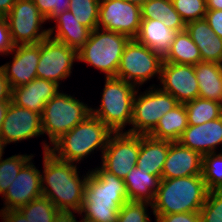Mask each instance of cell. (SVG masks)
<instances>
[{"instance_id":"6da1fadb","label":"cell","mask_w":222,"mask_h":222,"mask_svg":"<svg viewBox=\"0 0 222 222\" xmlns=\"http://www.w3.org/2000/svg\"><path fill=\"white\" fill-rule=\"evenodd\" d=\"M43 147L44 175L41 174L43 196L48 198L59 211L73 210L79 214L88 174L81 179L77 165L58 159L49 151L50 146L45 141Z\"/></svg>"},{"instance_id":"7a4b0ae2","label":"cell","mask_w":222,"mask_h":222,"mask_svg":"<svg viewBox=\"0 0 222 222\" xmlns=\"http://www.w3.org/2000/svg\"><path fill=\"white\" fill-rule=\"evenodd\" d=\"M128 195L123 179L102 167L88 171L83 204L79 214L87 222H116Z\"/></svg>"},{"instance_id":"3957f363","label":"cell","mask_w":222,"mask_h":222,"mask_svg":"<svg viewBox=\"0 0 222 222\" xmlns=\"http://www.w3.org/2000/svg\"><path fill=\"white\" fill-rule=\"evenodd\" d=\"M208 192L202 175L161 179L152 203L153 215L199 212Z\"/></svg>"},{"instance_id":"277c9868","label":"cell","mask_w":222,"mask_h":222,"mask_svg":"<svg viewBox=\"0 0 222 222\" xmlns=\"http://www.w3.org/2000/svg\"><path fill=\"white\" fill-rule=\"evenodd\" d=\"M112 133L100 119L90 115L58 139L49 151L60 160L78 163L95 149L103 154Z\"/></svg>"},{"instance_id":"5b68a950","label":"cell","mask_w":222,"mask_h":222,"mask_svg":"<svg viewBox=\"0 0 222 222\" xmlns=\"http://www.w3.org/2000/svg\"><path fill=\"white\" fill-rule=\"evenodd\" d=\"M136 86L116 77H105L102 101L91 115L100 119L112 132H123L131 124Z\"/></svg>"},{"instance_id":"8992f818","label":"cell","mask_w":222,"mask_h":222,"mask_svg":"<svg viewBox=\"0 0 222 222\" xmlns=\"http://www.w3.org/2000/svg\"><path fill=\"white\" fill-rule=\"evenodd\" d=\"M130 38L118 32L96 28L77 52V61L88 63L108 77H116L121 56Z\"/></svg>"},{"instance_id":"52a82bcc","label":"cell","mask_w":222,"mask_h":222,"mask_svg":"<svg viewBox=\"0 0 222 222\" xmlns=\"http://www.w3.org/2000/svg\"><path fill=\"white\" fill-rule=\"evenodd\" d=\"M91 115V108L71 95L58 92L50 99L41 114L42 132L51 145L77 124Z\"/></svg>"},{"instance_id":"ba28073f","label":"cell","mask_w":222,"mask_h":222,"mask_svg":"<svg viewBox=\"0 0 222 222\" xmlns=\"http://www.w3.org/2000/svg\"><path fill=\"white\" fill-rule=\"evenodd\" d=\"M133 100V116L131 129L128 133L149 135L157 126L159 120L179 103L176 98L161 88H149V91L137 95Z\"/></svg>"},{"instance_id":"9c48e42d","label":"cell","mask_w":222,"mask_h":222,"mask_svg":"<svg viewBox=\"0 0 222 222\" xmlns=\"http://www.w3.org/2000/svg\"><path fill=\"white\" fill-rule=\"evenodd\" d=\"M162 63L163 57L160 54L136 39H130L121 56L116 78L123 79L136 87L155 75H158L160 80Z\"/></svg>"},{"instance_id":"30bf717a","label":"cell","mask_w":222,"mask_h":222,"mask_svg":"<svg viewBox=\"0 0 222 222\" xmlns=\"http://www.w3.org/2000/svg\"><path fill=\"white\" fill-rule=\"evenodd\" d=\"M7 20L14 45L39 44L49 36V30L42 28L46 18L39 12L33 0H17Z\"/></svg>"},{"instance_id":"8fae6325","label":"cell","mask_w":222,"mask_h":222,"mask_svg":"<svg viewBox=\"0 0 222 222\" xmlns=\"http://www.w3.org/2000/svg\"><path fill=\"white\" fill-rule=\"evenodd\" d=\"M140 152V135L128 132H113L102 154L101 167L120 179L136 167Z\"/></svg>"},{"instance_id":"7c38bea8","label":"cell","mask_w":222,"mask_h":222,"mask_svg":"<svg viewBox=\"0 0 222 222\" xmlns=\"http://www.w3.org/2000/svg\"><path fill=\"white\" fill-rule=\"evenodd\" d=\"M140 24V6L124 0H100L98 28L135 39Z\"/></svg>"},{"instance_id":"4fadbf2b","label":"cell","mask_w":222,"mask_h":222,"mask_svg":"<svg viewBox=\"0 0 222 222\" xmlns=\"http://www.w3.org/2000/svg\"><path fill=\"white\" fill-rule=\"evenodd\" d=\"M77 52L66 44L49 36L40 42V59L36 68L37 78L47 79L60 85L72 73Z\"/></svg>"},{"instance_id":"5bb4252c","label":"cell","mask_w":222,"mask_h":222,"mask_svg":"<svg viewBox=\"0 0 222 222\" xmlns=\"http://www.w3.org/2000/svg\"><path fill=\"white\" fill-rule=\"evenodd\" d=\"M160 82L161 89L173 95L180 104L193 101L199 96L194 65L163 62Z\"/></svg>"},{"instance_id":"9a60e30c","label":"cell","mask_w":222,"mask_h":222,"mask_svg":"<svg viewBox=\"0 0 222 222\" xmlns=\"http://www.w3.org/2000/svg\"><path fill=\"white\" fill-rule=\"evenodd\" d=\"M42 134L41 115L11 101L0 131L3 144L6 146Z\"/></svg>"},{"instance_id":"2e32d148","label":"cell","mask_w":222,"mask_h":222,"mask_svg":"<svg viewBox=\"0 0 222 222\" xmlns=\"http://www.w3.org/2000/svg\"><path fill=\"white\" fill-rule=\"evenodd\" d=\"M31 160L21 168L3 195L5 207L1 210H18L32 200L43 196L41 172Z\"/></svg>"},{"instance_id":"e0dca14e","label":"cell","mask_w":222,"mask_h":222,"mask_svg":"<svg viewBox=\"0 0 222 222\" xmlns=\"http://www.w3.org/2000/svg\"><path fill=\"white\" fill-rule=\"evenodd\" d=\"M12 64L6 63L0 67L4 70L11 88L28 84L37 77L36 68L40 59V43L15 45Z\"/></svg>"},{"instance_id":"ac0fdd59","label":"cell","mask_w":222,"mask_h":222,"mask_svg":"<svg viewBox=\"0 0 222 222\" xmlns=\"http://www.w3.org/2000/svg\"><path fill=\"white\" fill-rule=\"evenodd\" d=\"M203 156L181 145L169 141V152L164 163L161 179H174L202 175Z\"/></svg>"},{"instance_id":"d6986e66","label":"cell","mask_w":222,"mask_h":222,"mask_svg":"<svg viewBox=\"0 0 222 222\" xmlns=\"http://www.w3.org/2000/svg\"><path fill=\"white\" fill-rule=\"evenodd\" d=\"M178 142L202 156L215 153L222 144V116L200 125H188Z\"/></svg>"},{"instance_id":"ffe728a7","label":"cell","mask_w":222,"mask_h":222,"mask_svg":"<svg viewBox=\"0 0 222 222\" xmlns=\"http://www.w3.org/2000/svg\"><path fill=\"white\" fill-rule=\"evenodd\" d=\"M59 87L53 81L36 77L28 84L12 89V102L41 115L45 104L59 92Z\"/></svg>"},{"instance_id":"44dd1931","label":"cell","mask_w":222,"mask_h":222,"mask_svg":"<svg viewBox=\"0 0 222 222\" xmlns=\"http://www.w3.org/2000/svg\"><path fill=\"white\" fill-rule=\"evenodd\" d=\"M186 31L200 50L202 61L222 64V39L205 19L187 23Z\"/></svg>"},{"instance_id":"7402d4cb","label":"cell","mask_w":222,"mask_h":222,"mask_svg":"<svg viewBox=\"0 0 222 222\" xmlns=\"http://www.w3.org/2000/svg\"><path fill=\"white\" fill-rule=\"evenodd\" d=\"M56 28H49V37L66 44L78 52L88 41L91 30L76 20L71 11H65L53 19ZM56 29L54 36L53 31Z\"/></svg>"},{"instance_id":"603a6c76","label":"cell","mask_w":222,"mask_h":222,"mask_svg":"<svg viewBox=\"0 0 222 222\" xmlns=\"http://www.w3.org/2000/svg\"><path fill=\"white\" fill-rule=\"evenodd\" d=\"M168 152V140H158L149 135H140V152L136 166L161 179Z\"/></svg>"},{"instance_id":"cb8c5ba5","label":"cell","mask_w":222,"mask_h":222,"mask_svg":"<svg viewBox=\"0 0 222 222\" xmlns=\"http://www.w3.org/2000/svg\"><path fill=\"white\" fill-rule=\"evenodd\" d=\"M177 32L169 29L159 19H141L136 40L162 57L169 51Z\"/></svg>"},{"instance_id":"d4e9b609","label":"cell","mask_w":222,"mask_h":222,"mask_svg":"<svg viewBox=\"0 0 222 222\" xmlns=\"http://www.w3.org/2000/svg\"><path fill=\"white\" fill-rule=\"evenodd\" d=\"M160 178L134 167L125 177L124 183L129 201L153 203L159 188Z\"/></svg>"},{"instance_id":"484cf974","label":"cell","mask_w":222,"mask_h":222,"mask_svg":"<svg viewBox=\"0 0 222 222\" xmlns=\"http://www.w3.org/2000/svg\"><path fill=\"white\" fill-rule=\"evenodd\" d=\"M199 96L222 104V64L201 61L195 66Z\"/></svg>"},{"instance_id":"4316f807","label":"cell","mask_w":222,"mask_h":222,"mask_svg":"<svg viewBox=\"0 0 222 222\" xmlns=\"http://www.w3.org/2000/svg\"><path fill=\"white\" fill-rule=\"evenodd\" d=\"M188 127L187 111L184 104H178L158 122L155 129L149 134L158 140L178 141Z\"/></svg>"},{"instance_id":"83f0119b","label":"cell","mask_w":222,"mask_h":222,"mask_svg":"<svg viewBox=\"0 0 222 222\" xmlns=\"http://www.w3.org/2000/svg\"><path fill=\"white\" fill-rule=\"evenodd\" d=\"M141 19H159L176 32L186 29V24L173 7L171 0H147L141 6Z\"/></svg>"},{"instance_id":"f1b7e54d","label":"cell","mask_w":222,"mask_h":222,"mask_svg":"<svg viewBox=\"0 0 222 222\" xmlns=\"http://www.w3.org/2000/svg\"><path fill=\"white\" fill-rule=\"evenodd\" d=\"M202 61L200 50L185 30L177 32L169 51L163 57V62L196 65Z\"/></svg>"},{"instance_id":"f546056e","label":"cell","mask_w":222,"mask_h":222,"mask_svg":"<svg viewBox=\"0 0 222 222\" xmlns=\"http://www.w3.org/2000/svg\"><path fill=\"white\" fill-rule=\"evenodd\" d=\"M184 105L187 111L188 125L204 124L222 116V104L209 99L197 97Z\"/></svg>"},{"instance_id":"4dcf8cb0","label":"cell","mask_w":222,"mask_h":222,"mask_svg":"<svg viewBox=\"0 0 222 222\" xmlns=\"http://www.w3.org/2000/svg\"><path fill=\"white\" fill-rule=\"evenodd\" d=\"M29 222H53L58 209L46 197L41 196L18 209Z\"/></svg>"},{"instance_id":"1f68e13d","label":"cell","mask_w":222,"mask_h":222,"mask_svg":"<svg viewBox=\"0 0 222 222\" xmlns=\"http://www.w3.org/2000/svg\"><path fill=\"white\" fill-rule=\"evenodd\" d=\"M100 0H70L69 11L91 31L98 28Z\"/></svg>"},{"instance_id":"d6a6232c","label":"cell","mask_w":222,"mask_h":222,"mask_svg":"<svg viewBox=\"0 0 222 222\" xmlns=\"http://www.w3.org/2000/svg\"><path fill=\"white\" fill-rule=\"evenodd\" d=\"M202 177L209 191L222 190V153L203 156Z\"/></svg>"},{"instance_id":"836d02e7","label":"cell","mask_w":222,"mask_h":222,"mask_svg":"<svg viewBox=\"0 0 222 222\" xmlns=\"http://www.w3.org/2000/svg\"><path fill=\"white\" fill-rule=\"evenodd\" d=\"M32 157L33 155L17 154L4 160L0 158V194L4 195L6 193L21 168L32 159Z\"/></svg>"},{"instance_id":"e575fe53","label":"cell","mask_w":222,"mask_h":222,"mask_svg":"<svg viewBox=\"0 0 222 222\" xmlns=\"http://www.w3.org/2000/svg\"><path fill=\"white\" fill-rule=\"evenodd\" d=\"M185 24L204 19L207 11L206 0H171Z\"/></svg>"},{"instance_id":"d590c367","label":"cell","mask_w":222,"mask_h":222,"mask_svg":"<svg viewBox=\"0 0 222 222\" xmlns=\"http://www.w3.org/2000/svg\"><path fill=\"white\" fill-rule=\"evenodd\" d=\"M201 222H222V190H210L199 211Z\"/></svg>"},{"instance_id":"8d00e7d4","label":"cell","mask_w":222,"mask_h":222,"mask_svg":"<svg viewBox=\"0 0 222 222\" xmlns=\"http://www.w3.org/2000/svg\"><path fill=\"white\" fill-rule=\"evenodd\" d=\"M148 202L127 201L119 210L116 222H150L147 207Z\"/></svg>"},{"instance_id":"74e56055","label":"cell","mask_w":222,"mask_h":222,"mask_svg":"<svg viewBox=\"0 0 222 222\" xmlns=\"http://www.w3.org/2000/svg\"><path fill=\"white\" fill-rule=\"evenodd\" d=\"M39 12L47 20H53L59 14L68 11L70 0H33Z\"/></svg>"},{"instance_id":"f35d334b","label":"cell","mask_w":222,"mask_h":222,"mask_svg":"<svg viewBox=\"0 0 222 222\" xmlns=\"http://www.w3.org/2000/svg\"><path fill=\"white\" fill-rule=\"evenodd\" d=\"M156 222H201L199 212H182L167 215H155Z\"/></svg>"},{"instance_id":"ab89813d","label":"cell","mask_w":222,"mask_h":222,"mask_svg":"<svg viewBox=\"0 0 222 222\" xmlns=\"http://www.w3.org/2000/svg\"><path fill=\"white\" fill-rule=\"evenodd\" d=\"M14 46L7 20L0 17V55H8L14 49Z\"/></svg>"},{"instance_id":"60d3db41","label":"cell","mask_w":222,"mask_h":222,"mask_svg":"<svg viewBox=\"0 0 222 222\" xmlns=\"http://www.w3.org/2000/svg\"><path fill=\"white\" fill-rule=\"evenodd\" d=\"M204 19L217 36L222 39V10H207Z\"/></svg>"},{"instance_id":"b9f144b4","label":"cell","mask_w":222,"mask_h":222,"mask_svg":"<svg viewBox=\"0 0 222 222\" xmlns=\"http://www.w3.org/2000/svg\"><path fill=\"white\" fill-rule=\"evenodd\" d=\"M2 101H12V88L4 70L0 67V102Z\"/></svg>"},{"instance_id":"7bdbcfd3","label":"cell","mask_w":222,"mask_h":222,"mask_svg":"<svg viewBox=\"0 0 222 222\" xmlns=\"http://www.w3.org/2000/svg\"><path fill=\"white\" fill-rule=\"evenodd\" d=\"M73 211H58L53 222H79L76 220Z\"/></svg>"},{"instance_id":"ee69618b","label":"cell","mask_w":222,"mask_h":222,"mask_svg":"<svg viewBox=\"0 0 222 222\" xmlns=\"http://www.w3.org/2000/svg\"><path fill=\"white\" fill-rule=\"evenodd\" d=\"M8 218L10 222H29L19 210H0Z\"/></svg>"},{"instance_id":"f6af8a7d","label":"cell","mask_w":222,"mask_h":222,"mask_svg":"<svg viewBox=\"0 0 222 222\" xmlns=\"http://www.w3.org/2000/svg\"><path fill=\"white\" fill-rule=\"evenodd\" d=\"M17 0H0V17H5Z\"/></svg>"},{"instance_id":"bcb514c9","label":"cell","mask_w":222,"mask_h":222,"mask_svg":"<svg viewBox=\"0 0 222 222\" xmlns=\"http://www.w3.org/2000/svg\"><path fill=\"white\" fill-rule=\"evenodd\" d=\"M11 101L0 102V131Z\"/></svg>"},{"instance_id":"7dc6e473","label":"cell","mask_w":222,"mask_h":222,"mask_svg":"<svg viewBox=\"0 0 222 222\" xmlns=\"http://www.w3.org/2000/svg\"><path fill=\"white\" fill-rule=\"evenodd\" d=\"M207 10H222V0H206Z\"/></svg>"},{"instance_id":"c3c4849f","label":"cell","mask_w":222,"mask_h":222,"mask_svg":"<svg viewBox=\"0 0 222 222\" xmlns=\"http://www.w3.org/2000/svg\"><path fill=\"white\" fill-rule=\"evenodd\" d=\"M124 1L136 4L141 7L147 0H124Z\"/></svg>"},{"instance_id":"681fc988","label":"cell","mask_w":222,"mask_h":222,"mask_svg":"<svg viewBox=\"0 0 222 222\" xmlns=\"http://www.w3.org/2000/svg\"><path fill=\"white\" fill-rule=\"evenodd\" d=\"M4 147L5 145L3 144L1 138H0V158H2L3 153H4Z\"/></svg>"},{"instance_id":"f907efd6","label":"cell","mask_w":222,"mask_h":222,"mask_svg":"<svg viewBox=\"0 0 222 222\" xmlns=\"http://www.w3.org/2000/svg\"><path fill=\"white\" fill-rule=\"evenodd\" d=\"M0 216L2 217L1 219H3V222H10L9 218L2 211L0 212Z\"/></svg>"}]
</instances>
